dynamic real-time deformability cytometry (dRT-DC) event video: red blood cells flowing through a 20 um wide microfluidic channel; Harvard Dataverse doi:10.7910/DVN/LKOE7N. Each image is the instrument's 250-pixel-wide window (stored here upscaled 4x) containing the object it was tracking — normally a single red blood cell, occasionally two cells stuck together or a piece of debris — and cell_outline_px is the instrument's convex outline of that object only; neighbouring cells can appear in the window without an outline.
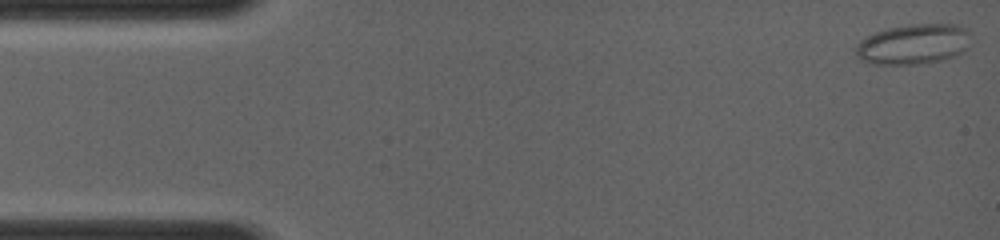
{"species": "common noctule bat (a hibernating species)", "species_latin": "Nyctalus noctula", "temperature_condition": "room temperature", "stored_images_in_passage": 21, "camera_frame_rate_fps": 4000, "um_per_image_px": 0.085, "animal": {"sex": "female", "body_mass_g": 19.0, "forearm_length_mm": 56.7}, "frame": {"image": 1, "passage_image": 1, "time_ms": 0.0, "image_size_px": [1000, 240], "cell_outline_px": [[968, 32], [964, 52], [944, 60], [920, 64], [872, 64], [860, 60], [856, 56], [852, 48], [860, 40], [876, 32], [888, 28], [908, 24], [956, 24], [968, 28]], "centroid_in_image_um": [77.57, 3.76], "position_along_channel_um": 7.4, "area_um2": 27.17}}
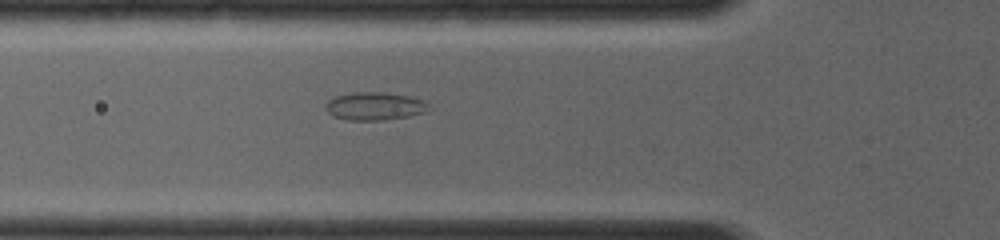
{"frame": {"image": 2, "passage_image": 18, "time_ms": 4.5, "image_size_px": [1000, 240], "cell_outline_px": [[432, 108], [428, 112], [408, 116], [384, 120], [348, 120], [332, 116], [324, 108], [324, 104], [328, 100], [336, 96], [352, 92], [384, 92], [408, 96], [420, 100], [428, 104]], "centroid_in_image_um": [31.83, 9.03], "position_along_channel_um": 94.0, "area_um2": 16.94}}
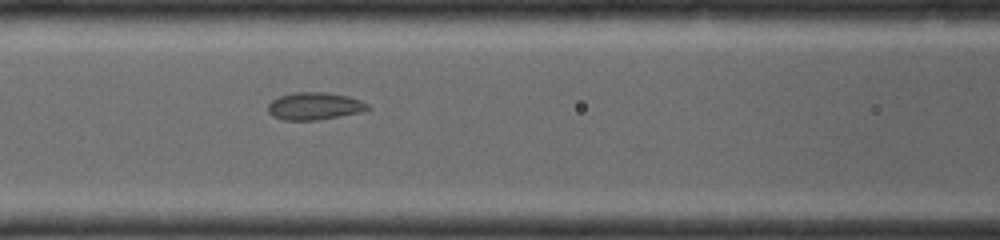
{"frame": {"image": 3, "passage_image": 21, "time_ms": 5.5, "image_size_px": [1000, 240], "cell_outline_px": [[372, 108], [360, 112], [340, 116], [316, 120], [284, 120], [272, 116], [268, 112], [268, 104], [272, 100], [280, 96], [292, 92], [328, 92], [348, 96], [360, 100], [368, 104]], "centroid_in_image_um": [26.73, 9.01], "position_along_channel_um": 139.9, "area_um2": 16.01}}